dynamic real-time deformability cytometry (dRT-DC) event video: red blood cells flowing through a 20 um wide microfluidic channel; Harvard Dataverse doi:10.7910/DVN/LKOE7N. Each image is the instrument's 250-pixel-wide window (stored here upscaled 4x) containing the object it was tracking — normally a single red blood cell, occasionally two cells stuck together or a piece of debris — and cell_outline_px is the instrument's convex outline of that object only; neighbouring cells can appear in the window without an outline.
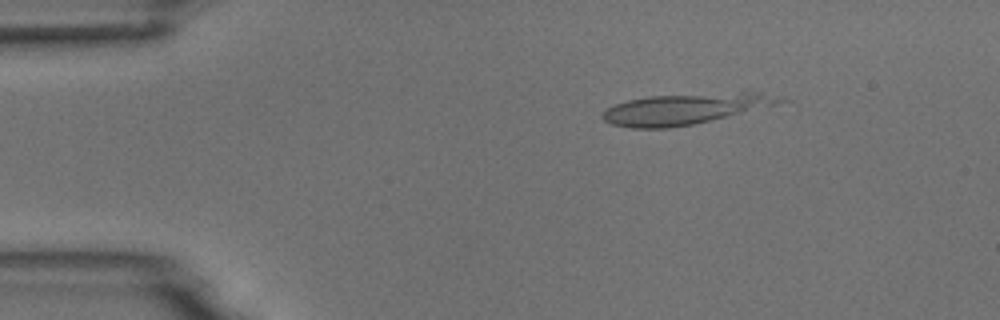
{"species": "common noctule bat (a hibernating species)", "species_latin": "Nyctalus noctula", "temperature_condition": "room temperature", "stored_images_in_passage": 7, "camera_frame_rate_fps": 3000, "um_per_image_px": 0.085, "animal": {"sex": "male", "body_mass_g": 18.8}, "frame": {"image": 1, "passage_image": 1, "time_ms": 0.0, "image_size_px": [1000, 320], "cell_outline_px": [[792, 100], [692, 124], [668, 128], [632, 128], [612, 124], [604, 120], [600, 116], [608, 108], [616, 104], [628, 100], [648, 96], [740, 92], [752, 92], [784, 96]], "centroid_in_image_um": [58.22, 9.24], "position_along_channel_um": 26.8, "area_um2": 31.27}}
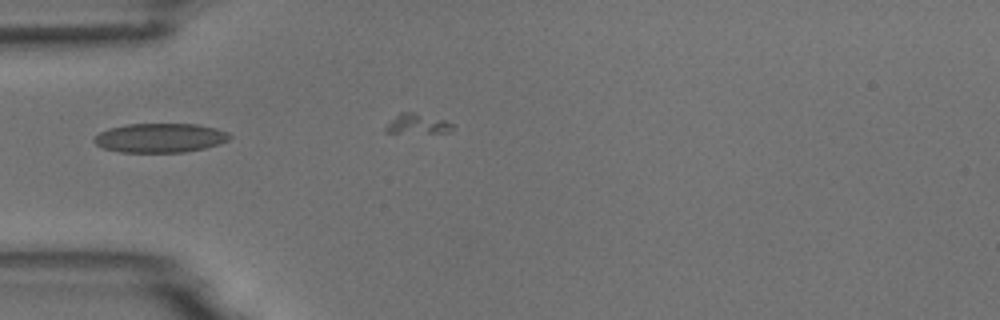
{"frame": {"image": 2, "passage_image": 3, "time_ms": 2.667, "image_size_px": [1000, 320], "cell_outline_px": [[232, 136], [228, 140], [204, 148], [184, 152], [120, 152], [104, 148], [96, 144], [92, 140], [100, 132], [108, 128], [128, 124], [196, 124], [216, 128], [228, 132]], "centroid_in_image_um": [13.6, 11.71], "position_along_channel_um": 71.4, "area_um2": 22.95}}